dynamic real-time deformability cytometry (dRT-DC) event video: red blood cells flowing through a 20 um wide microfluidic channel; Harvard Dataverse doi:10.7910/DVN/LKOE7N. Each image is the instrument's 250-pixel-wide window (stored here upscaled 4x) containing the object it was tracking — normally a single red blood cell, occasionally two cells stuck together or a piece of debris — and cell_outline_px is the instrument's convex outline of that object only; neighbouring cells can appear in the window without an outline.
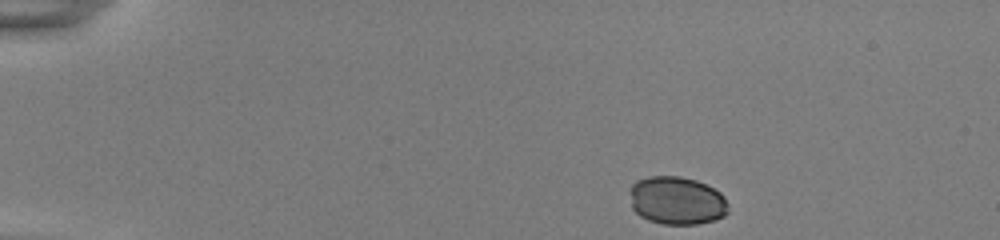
{"species": "common noctule bat (a hibernating species)", "species_latin": "Nyctalus noctula", "temperature_condition": "room temperature", "stored_images_in_passage": 45, "camera_frame_rate_fps": 3000, "um_per_image_px": 0.085, "animal": {"sex": "female", "body_mass_g": 22.0, "forearm_length_mm": 56.7}, "frame": {"image": 1, "passage_image": 1, "time_ms": 0.0, "image_size_px": [1000, 240], "cell_outline_px": [[728, 212], [724, 216], [716, 220], [696, 224], [664, 224], [648, 220], [640, 216], [632, 208], [632, 184], [636, 180], [648, 176], [680, 176], [696, 180], [720, 192], [724, 196], [728, 204]], "centroid_in_image_um": [57.55, 17.05], "position_along_channel_um": 27.4, "area_um2": 27.57}}
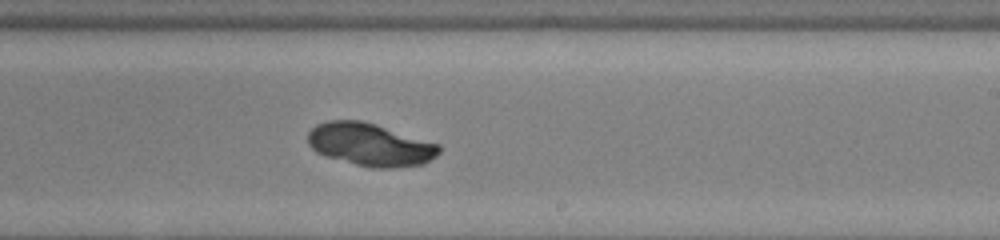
{"frame": {"image": 2, "passage_image": 26, "time_ms": 8.333, "image_size_px": [1000, 240], "cell_outline_px": [[440, 152], [436, 156], [424, 164], [396, 168], [372, 168], [356, 164], [328, 156], [316, 152], [308, 144], [308, 132], [316, 124], [328, 120], [360, 120], [440, 144]], "centroid_in_image_um": [31.47, 12.29], "position_along_channel_um": 257.5, "area_um2": 32.48}}
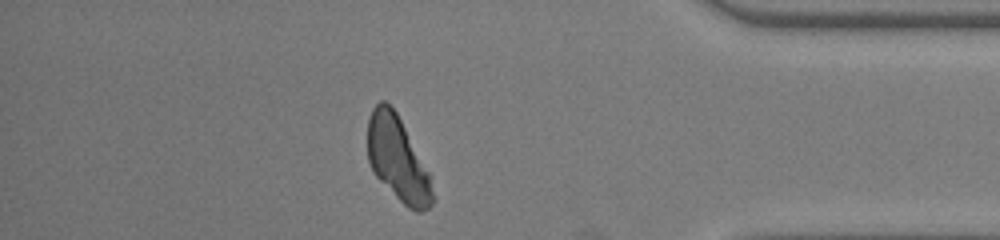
{"frame": {"image": 3, "passage_image": 39, "time_ms": 12.667, "image_size_px": [1000, 240], "cell_outline_px": [[432, 204], [428, 208], [420, 212], [416, 212], [408, 208], [372, 172], [368, 160], [368, 120], [372, 108], [380, 100], [384, 100], [396, 112], [428, 172], [432, 192]], "centroid_in_image_um": [33.76, 13.51], "position_along_channel_um": 401.4, "area_um2": 31.1}}